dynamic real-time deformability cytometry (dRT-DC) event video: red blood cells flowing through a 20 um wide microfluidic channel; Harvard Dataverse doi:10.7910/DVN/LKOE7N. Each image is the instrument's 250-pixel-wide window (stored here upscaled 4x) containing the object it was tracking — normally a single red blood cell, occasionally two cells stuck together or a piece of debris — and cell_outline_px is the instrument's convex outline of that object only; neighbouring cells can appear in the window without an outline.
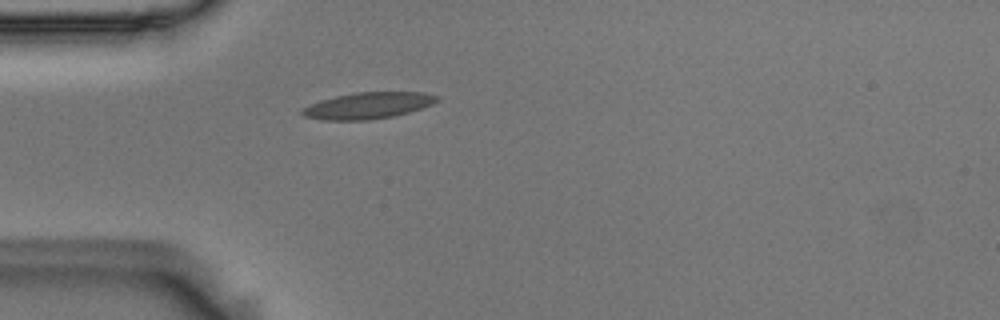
{"species": "Egyptian fruit bat (a non-hibernating species)", "species_latin": "Rousettus aegyptiacus", "temperature_condition": "room temperature", "stored_images_in_passage": 3, "camera_frame_rate_fps": 3000, "um_per_image_px": 0.085, "animal": {"sex": "male"}, "frame": {"image": 1, "passage_image": 3, "time_ms": 0.667, "image_size_px": [1000, 320], "cell_outline_px": [[440, 100], [432, 104], [408, 112], [392, 116], [368, 120], [324, 120], [304, 116], [300, 112], [304, 108], [320, 100], [336, 96], [356, 92], [424, 92], [440, 96]], "centroid_in_image_um": [31.31, 8.96], "position_along_channel_um": 53.7, "area_um2": 20.58}}